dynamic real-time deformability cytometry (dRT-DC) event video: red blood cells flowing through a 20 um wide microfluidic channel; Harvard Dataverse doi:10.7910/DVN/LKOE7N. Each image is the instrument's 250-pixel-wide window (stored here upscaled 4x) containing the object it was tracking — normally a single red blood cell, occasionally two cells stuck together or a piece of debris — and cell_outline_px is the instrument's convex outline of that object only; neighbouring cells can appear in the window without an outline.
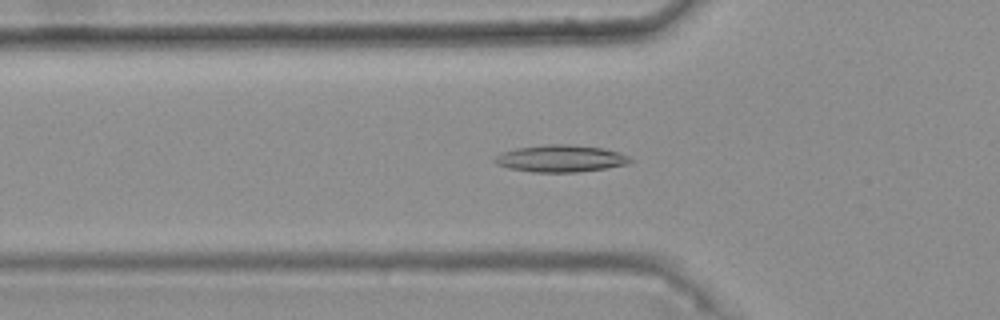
{"species": "common noctule bat (a hibernating species)", "species_latin": "Nyctalus noctula", "temperature_condition": "warm", "stored_images_in_passage": 18, "camera_frame_rate_fps": 3000, "um_per_image_px": 0.085, "animal": {"sex": "female", "body_mass_g": 25.1}, "frame": {"image": 1, "passage_image": 18, "time_ms": 5.667, "image_size_px": [1000, 320], "cell_outline_px": [[632, 160], [628, 164], [604, 168], [576, 172], [532, 172], [508, 168], [496, 164], [492, 160], [496, 156], [504, 152], [516, 148], [548, 144], [568, 144], [604, 148], [620, 152], [628, 156]], "centroid_in_image_um": [47.65, 13.47], "position_along_channel_um": 78.2, "area_um2": 21.27}}